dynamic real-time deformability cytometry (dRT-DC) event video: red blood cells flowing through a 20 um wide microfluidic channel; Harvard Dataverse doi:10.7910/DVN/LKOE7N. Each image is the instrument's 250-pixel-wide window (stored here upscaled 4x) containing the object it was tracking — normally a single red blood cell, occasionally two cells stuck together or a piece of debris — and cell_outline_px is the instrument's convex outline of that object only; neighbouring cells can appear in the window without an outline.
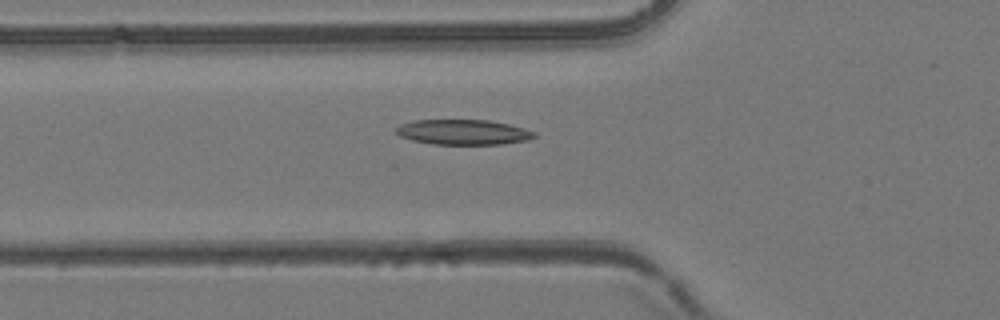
{"species": "common noctule bat (a hibernating species)", "species_latin": "Nyctalus noctula", "temperature_condition": "room temperature", "stored_images_in_passage": 46, "camera_frame_rate_fps": 3000, "um_per_image_px": 0.085, "animal": {"sex": "female", "body_mass_g": 24.6, "forearm_length_mm": 56.2}, "frame": {"image": 1, "passage_image": 11, "time_ms": 3.333, "image_size_px": [1000, 320], "cell_outline_px": [[536, 136], [528, 140], [500, 144], [432, 144], [412, 140], [400, 136], [396, 132], [396, 128], [400, 124], [412, 120], [488, 120], [508, 124], [524, 128], [536, 132]], "centroid_in_image_um": [39.37, 11.23], "position_along_channel_um": 86.4, "area_um2": 20.23}}
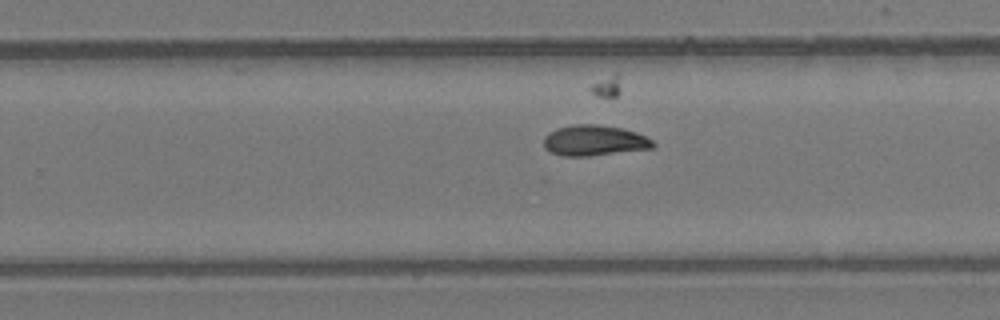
{"frame": {"image": 2, "passage_image": 26, "time_ms": 8.333, "image_size_px": [1000, 320], "cell_outline_px": [[656, 144], [652, 148], [588, 156], [564, 156], [548, 152], [544, 148], [544, 136], [548, 132], [556, 128], [572, 124], [600, 124], [620, 128], [636, 132], [652, 140]], "centroid_in_image_um": [50.46, 11.93], "position_along_channel_um": 279.3, "area_um2": 19.59}}
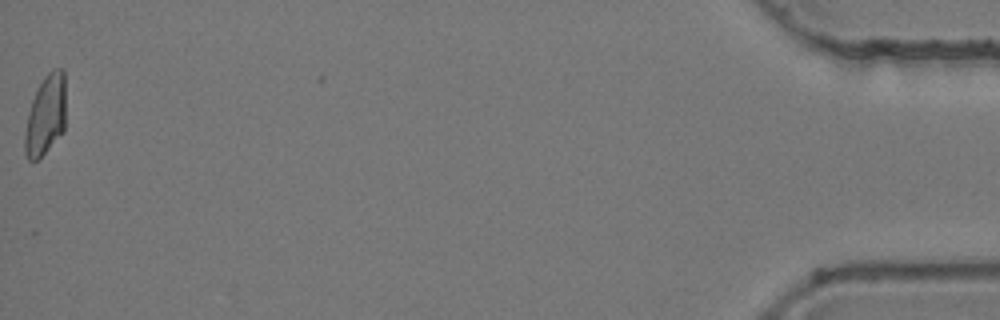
{"frame": {"image": 3, "passage_image": 46, "time_ms": 15.0, "image_size_px": [1000, 320], "cell_outline_px": [[64, 132], [36, 160], [28, 160], [24, 152], [24, 136], [28, 112], [32, 100], [44, 76], [52, 68], [64, 68]], "centroid_in_image_um": [3.87, 9.78], "position_along_channel_um": 431.3, "area_um2": 18.96}, "authors_computed_cell_mechanics": {"area_um2": 19.2185, "velocity_mm_per_s": 3.8405, "shape_relaxation_time_tau1_ms": 7.2962, "shape_relaxation_time_tau2_ms": 2.2427, "deformation_change_tau1": 0.2464, "deformation_change_tau2": 0.0771}}